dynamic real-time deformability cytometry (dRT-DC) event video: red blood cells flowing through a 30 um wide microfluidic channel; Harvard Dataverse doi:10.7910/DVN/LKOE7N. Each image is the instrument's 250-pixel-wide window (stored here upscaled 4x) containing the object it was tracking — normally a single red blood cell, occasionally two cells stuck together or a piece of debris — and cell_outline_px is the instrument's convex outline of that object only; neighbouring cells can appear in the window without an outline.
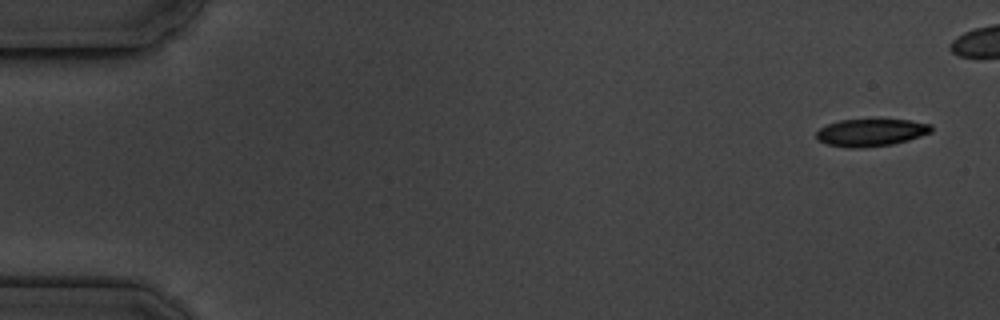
{"species": "common noctule bat (a hibernating species)", "species_latin": "Nyctalus noctula", "temperature_condition": "cold", "stored_images_in_passage": 6, "camera_frame_rate_fps": 3000, "um_per_image_px": 0.085, "animal": {"sex": "male", "body_mass_g": 19.5, "forearm_length_mm": 54.6}, "frame": {"image": 1, "passage_image": 1, "time_ms": 0.0, "image_size_px": [1000, 320], "cell_outline_px": [[932, 132], [908, 140], [892, 144], [864, 148], [852, 148], [828, 144], [816, 140], [816, 132], [820, 128], [828, 124], [840, 120], [908, 120], [932, 124]], "centroid_in_image_um": [74.03, 11.27], "position_along_channel_um": 11.0, "area_um2": 18.26}}